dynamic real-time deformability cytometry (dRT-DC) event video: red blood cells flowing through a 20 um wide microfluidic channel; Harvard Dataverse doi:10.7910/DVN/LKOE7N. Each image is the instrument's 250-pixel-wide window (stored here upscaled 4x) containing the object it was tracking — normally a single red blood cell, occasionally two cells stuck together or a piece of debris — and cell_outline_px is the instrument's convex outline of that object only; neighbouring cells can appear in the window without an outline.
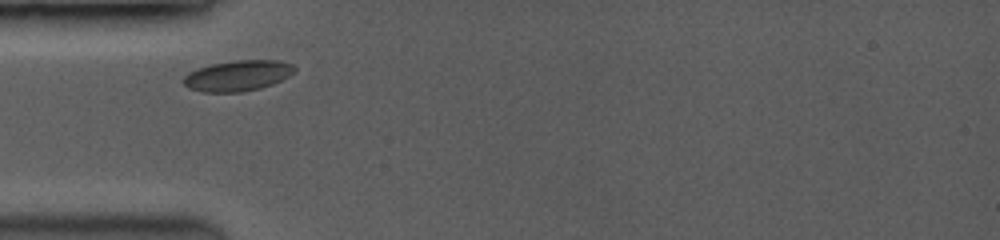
{"species": "common noctule bat (a hibernating species)", "species_latin": "Nyctalus noctula", "temperature_condition": "room temperature", "stored_images_in_passage": 6, "camera_frame_rate_fps": 3500, "um_per_image_px": 0.085, "animal": {"sex": "female", "body_mass_g": 19.0, "forearm_length_mm": 53.3}, "frame": {"image": 1, "passage_image": 1, "time_ms": 0.0, "image_size_px": [1000, 240], "cell_outline_px": [[296, 68], [288, 76], [272, 84], [260, 88], [240, 92], [204, 92], [192, 88], [184, 84], [184, 76], [188, 72], [196, 68], [212, 64], [232, 60], [280, 60], [292, 64]], "centroid_in_image_um": [20.2, 6.42], "position_along_channel_um": 64.8, "area_um2": 19.71}}